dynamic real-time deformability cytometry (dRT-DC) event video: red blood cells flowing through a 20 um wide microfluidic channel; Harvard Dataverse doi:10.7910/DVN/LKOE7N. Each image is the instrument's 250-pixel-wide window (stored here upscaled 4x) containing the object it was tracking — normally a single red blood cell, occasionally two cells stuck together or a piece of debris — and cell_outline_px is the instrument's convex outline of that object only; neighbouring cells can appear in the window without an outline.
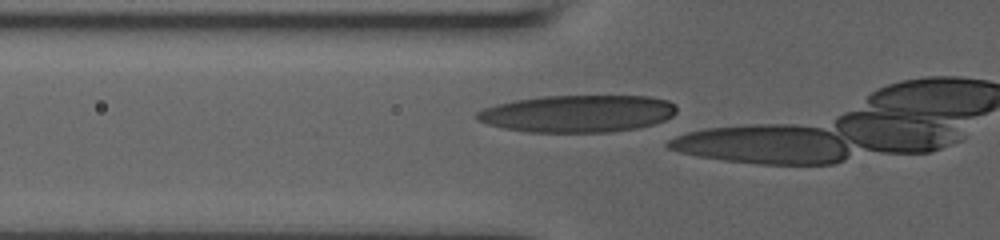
{"species": "human", "species_latin": "Homo sapiens", "temperature_condition": "room temperature", "stored_images_in_passage": 11, "camera_frame_rate_fps": 3000, "um_per_image_px": 0.085, "donor": {"sex": "male"}, "frame": {"image": 1, "passage_image": 10, "time_ms": 5.667, "image_size_px": [1000, 240], "cell_outline_px": [[676, 112], [672, 116], [664, 120], [640, 128], [612, 132], [528, 132], [504, 128], [488, 124], [476, 120], [476, 112], [484, 108], [496, 104], [516, 100], [544, 96], [648, 96], [668, 100], [676, 104]], "centroid_in_image_um": [49.12, 9.66], "position_along_channel_um": 76.7, "area_um2": 43.41}}